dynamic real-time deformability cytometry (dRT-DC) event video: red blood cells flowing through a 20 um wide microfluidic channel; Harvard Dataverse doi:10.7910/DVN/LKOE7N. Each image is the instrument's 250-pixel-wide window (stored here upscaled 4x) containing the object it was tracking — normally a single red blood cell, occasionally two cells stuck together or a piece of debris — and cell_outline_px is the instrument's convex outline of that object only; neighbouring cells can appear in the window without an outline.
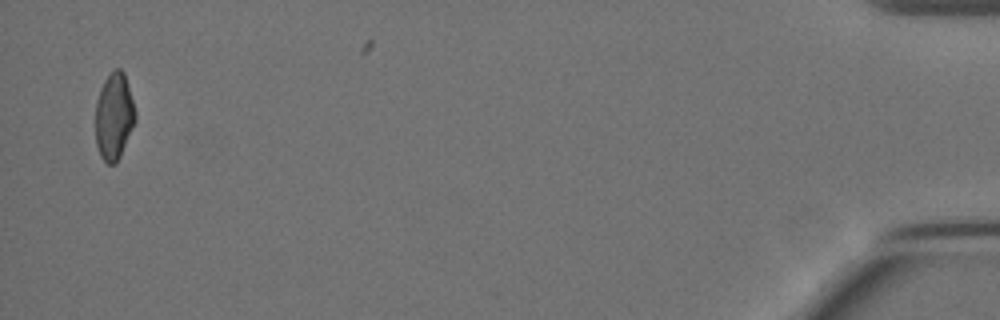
{"species": "Egyptian fruit bat (a non-hibernating species)", "species_latin": "Rousettus aegyptiacus", "temperature_condition": "cold", "stored_images_in_passage": 15, "camera_frame_rate_fps": 3000, "um_per_image_px": 0.085, "animal": {"sex": "female"}, "frame": {"image": 1, "passage_image": 15, "time_ms": 17.667, "image_size_px": [1000, 320], "cell_outline_px": [[136, 120], [120, 156], [116, 164], [108, 164], [100, 156], [96, 144], [96, 104], [100, 88], [104, 80], [116, 68], [120, 68], [124, 72], [136, 112]], "centroid_in_image_um": [9.69, 9.9], "position_along_channel_um": 425.5, "area_um2": 20.06}, "authors_computed_cell_mechanics": {"area_um2": 22.542, "velocity_mm_per_s": 3.4955, "shape_relaxation_time_tau1_ms": null, "shape_relaxation_time_tau2_ms": 4.782, "deformation_change_tau1": null, "deformation_change_tau2": 0.0976}}